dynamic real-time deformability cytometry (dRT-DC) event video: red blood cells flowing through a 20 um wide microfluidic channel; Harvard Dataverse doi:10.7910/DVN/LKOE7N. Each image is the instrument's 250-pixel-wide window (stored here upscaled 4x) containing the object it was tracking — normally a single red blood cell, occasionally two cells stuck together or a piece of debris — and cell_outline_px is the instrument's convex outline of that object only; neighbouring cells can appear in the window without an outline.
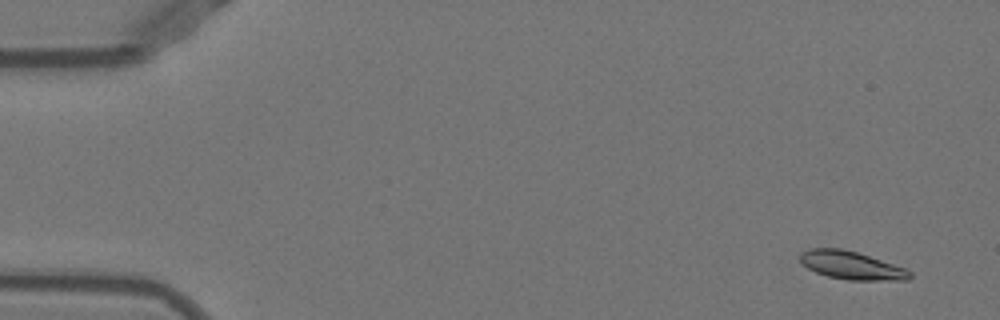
{"species": "Egyptian fruit bat (a non-hibernating species)", "species_latin": "Rousettus aegyptiacus", "temperature_condition": "warm", "stored_images_in_passage": 52, "camera_frame_rate_fps": 3000, "um_per_image_px": 0.085, "animal": {"sex": "female"}, "frame": {"image": 1, "passage_image": 3, "time_ms": 0.667, "image_size_px": [1000, 320], "cell_outline_px": [[912, 276], [908, 280], [848, 280], [828, 276], [816, 272], [808, 268], [800, 260], [800, 252], [808, 248], [840, 248], [856, 252], [904, 268], [912, 272]], "centroid_in_image_um": [72.35, 22.55], "position_along_channel_um": 12.7, "area_um2": 17.74}}
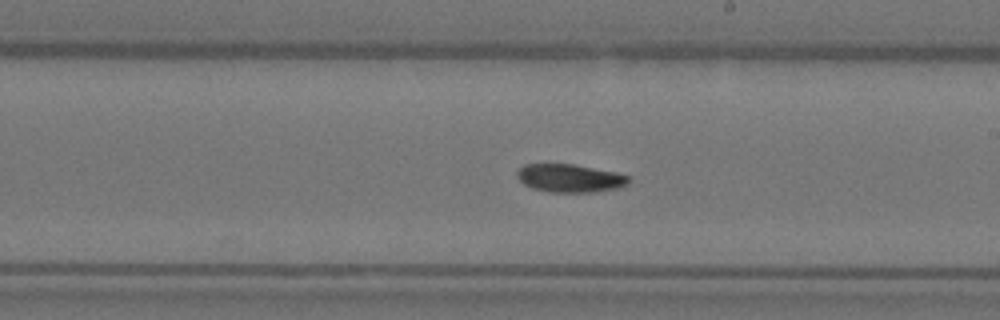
{"frame": {"image": 2, "passage_image": 30, "time_ms": 9.667, "image_size_px": [1000, 320], "cell_outline_px": [[632, 180], [628, 184], [616, 188], [596, 192], [548, 192], [532, 188], [524, 184], [516, 176], [516, 172], [524, 164], [572, 164], [616, 172], [628, 176]], "centroid_in_image_um": [48.44, 15.15], "position_along_channel_um": 240.6, "area_um2": 18.32}}
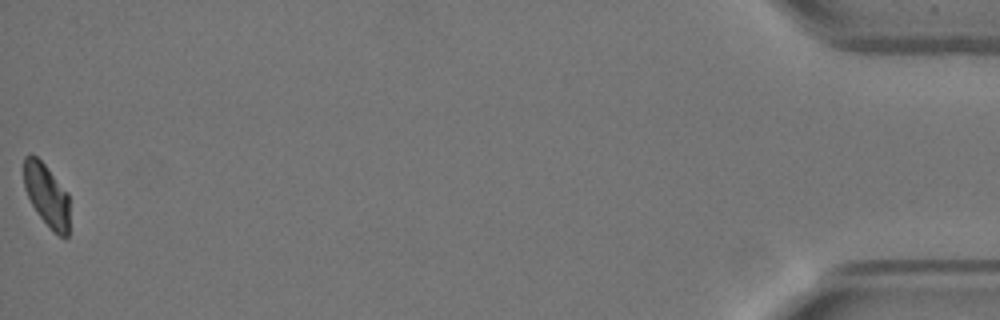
{"frame": {"image": 3, "passage_image": 52, "time_ms": 17.0, "image_size_px": [1000, 320], "cell_outline_px": [[68, 236], [64, 240], [52, 232], [36, 212], [24, 188], [24, 156], [28, 152], [32, 152], [44, 164], [68, 192]], "centroid_in_image_um": [3.96, 16.6], "position_along_channel_um": 431.2, "area_um2": 16.94}, "authors_computed_cell_mechanics": {"area_um2": 18.207, "velocity_mm_per_s": 3.9269, "shape_relaxation_time_tau1_ms": 6.8973, "shape_relaxation_time_tau2_ms": null, "deformation_change_tau1": 0.1799, "deformation_change_tau2": null}}